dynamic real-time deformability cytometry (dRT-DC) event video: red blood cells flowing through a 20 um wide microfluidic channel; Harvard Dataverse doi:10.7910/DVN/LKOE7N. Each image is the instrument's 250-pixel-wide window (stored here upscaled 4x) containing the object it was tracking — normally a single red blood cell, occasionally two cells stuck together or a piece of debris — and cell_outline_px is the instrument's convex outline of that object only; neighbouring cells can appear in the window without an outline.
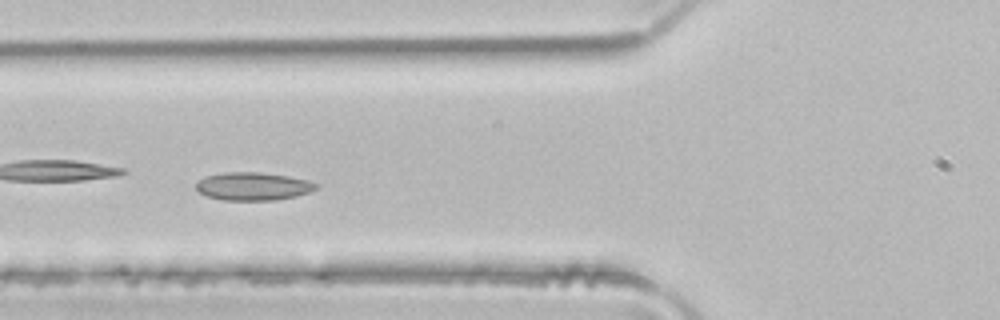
{"species": "common noctule bat (a hibernating species)", "species_latin": "Nyctalus noctula", "temperature_condition": "room temperature", "stored_images_in_passage": 6, "camera_frame_rate_fps": 3000, "um_per_image_px": 0.085, "animal": {"sex": "male", "body_mass_g": 21.5, "forearm_length_mm": 52.0}, "frame": {"image": 1, "passage_image": 5, "time_ms": 1.333, "image_size_px": [1000, 320], "cell_outline_px": [[320, 188], [296, 196], [276, 200], [220, 200], [208, 196], [200, 192], [196, 188], [196, 184], [204, 176], [224, 172], [260, 172], [288, 176], [308, 180], [320, 184]], "centroid_in_image_um": [21.55, 15.83], "position_along_channel_um": 104.3, "area_um2": 19.71}}
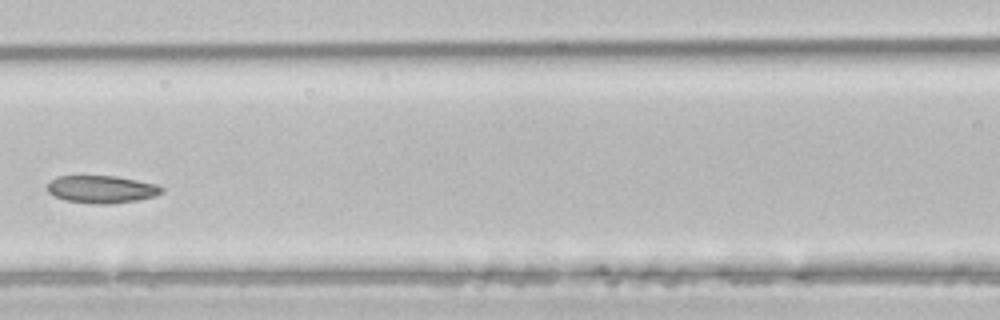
{"frame": {"image": 2, "passage_image": 6, "time_ms": 1.667, "image_size_px": [1000, 320], "cell_outline_px": [[164, 192], [156, 196], [136, 200], [108, 204], [96, 204], [64, 200], [48, 192], [48, 184], [56, 176], [116, 176], [156, 184], [164, 188]], "centroid_in_image_um": [8.66, 16.09], "position_along_channel_um": 157.9, "area_um2": 18.26}}